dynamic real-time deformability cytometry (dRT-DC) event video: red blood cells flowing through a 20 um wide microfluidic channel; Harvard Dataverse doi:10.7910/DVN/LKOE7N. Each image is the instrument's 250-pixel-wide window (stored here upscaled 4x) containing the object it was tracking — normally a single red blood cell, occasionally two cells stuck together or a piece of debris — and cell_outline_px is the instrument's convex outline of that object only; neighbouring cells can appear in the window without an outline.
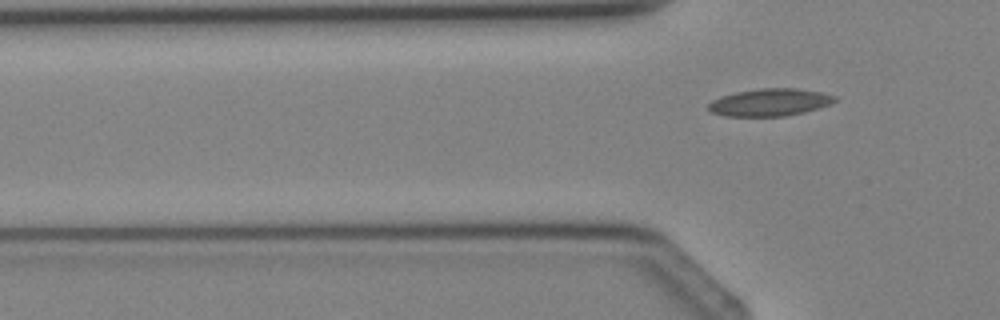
{"species": "Egyptian fruit bat (a non-hibernating species)", "species_latin": "Rousettus aegyptiacus", "temperature_condition": "cold", "stored_images_in_passage": 3, "camera_frame_rate_fps": 3000, "um_per_image_px": 0.085, "animal": {"sex": "female"}, "frame": {"image": 1, "passage_image": 3, "time_ms": 2.333, "image_size_px": [1000, 320], "cell_outline_px": [[840, 100], [820, 108], [804, 112], [784, 116], [724, 116], [712, 112], [708, 108], [708, 104], [712, 100], [720, 96], [736, 92], [760, 88], [796, 88], [824, 92], [840, 96]], "centroid_in_image_um": [65.52, 8.69], "position_along_channel_um": 60.3, "area_um2": 20.52}}